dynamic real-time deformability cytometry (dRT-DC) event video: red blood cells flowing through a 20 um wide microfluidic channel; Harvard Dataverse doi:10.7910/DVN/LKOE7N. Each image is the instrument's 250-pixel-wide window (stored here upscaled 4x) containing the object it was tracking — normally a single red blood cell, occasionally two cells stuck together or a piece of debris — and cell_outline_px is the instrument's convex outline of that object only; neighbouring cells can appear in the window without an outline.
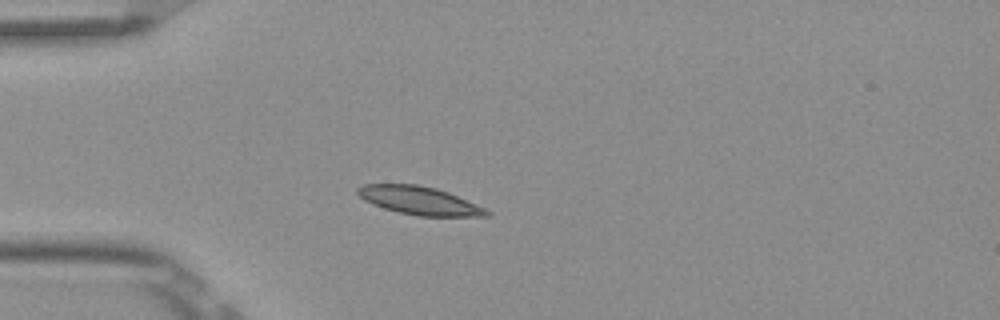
{"species": "Egyptian fruit bat (a non-hibernating species)", "species_latin": "Rousettus aegyptiacus", "temperature_condition": "room temperature", "stored_images_in_passage": 4, "camera_frame_rate_fps": 3000, "um_per_image_px": 0.085, "frame": {"image": 1, "passage_image": 3, "time_ms": 0.667, "image_size_px": [1000, 320], "cell_outline_px": [[492, 212], [488, 216], [416, 216], [384, 208], [364, 200], [356, 192], [356, 188], [364, 184], [416, 184], [436, 188], [448, 192], [484, 208]], "centroid_in_image_um": [35.63, 17.04], "position_along_channel_um": 49.4, "area_um2": 20.98}}